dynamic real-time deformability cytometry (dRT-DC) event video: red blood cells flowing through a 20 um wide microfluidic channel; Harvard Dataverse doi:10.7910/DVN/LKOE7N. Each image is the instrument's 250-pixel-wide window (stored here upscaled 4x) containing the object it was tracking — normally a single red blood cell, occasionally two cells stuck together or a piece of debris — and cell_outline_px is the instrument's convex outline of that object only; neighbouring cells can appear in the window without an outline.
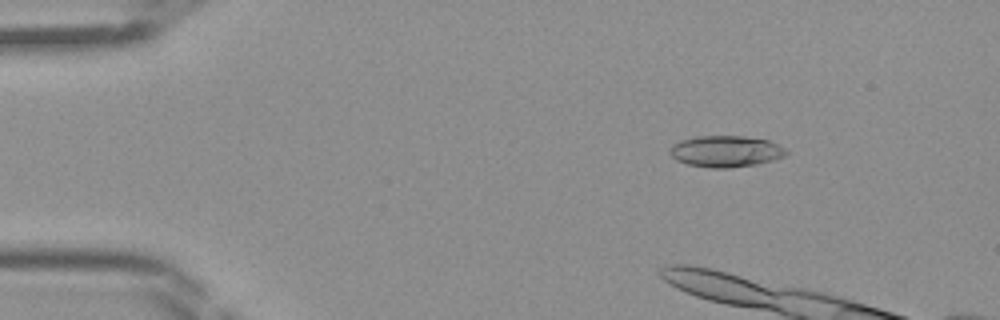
{"species": "Egyptian fruit bat (a non-hibernating species)", "species_latin": "Rousettus aegyptiacus", "temperature_condition": "room temperature", "stored_images_in_passage": 16, "camera_frame_rate_fps": 3000, "um_per_image_px": 0.085, "frame": {"image": 1, "passage_image": 7, "time_ms": 2.0, "image_size_px": [1000, 320], "cell_outline_px": [[788, 152], [784, 156], [772, 160], [756, 164], [728, 168], [708, 168], [688, 164], [676, 160], [668, 152], [672, 144], [680, 140], [696, 136], [744, 136], [768, 140], [784, 148]], "centroid_in_image_um": [61.64, 12.86], "position_along_channel_um": 23.4, "area_um2": 21.27}}